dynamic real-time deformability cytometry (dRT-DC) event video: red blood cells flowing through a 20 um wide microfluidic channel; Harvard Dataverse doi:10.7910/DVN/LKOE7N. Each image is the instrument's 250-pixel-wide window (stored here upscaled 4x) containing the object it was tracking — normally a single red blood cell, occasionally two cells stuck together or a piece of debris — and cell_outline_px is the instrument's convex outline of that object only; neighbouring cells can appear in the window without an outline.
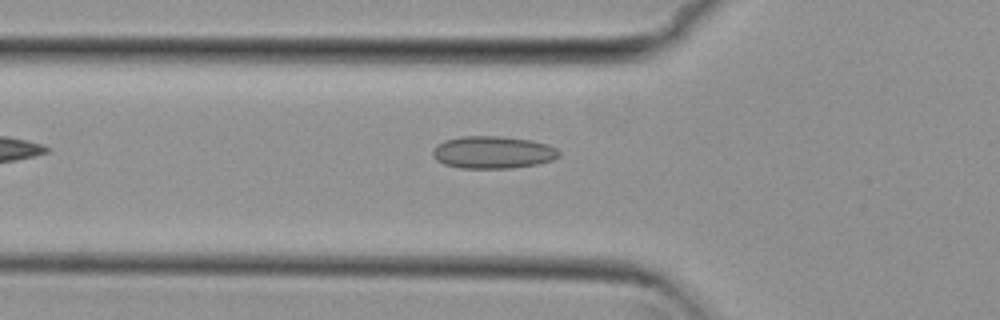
{"species": "common noctule bat (a hibernating species)", "species_latin": "Nyctalus noctula", "temperature_condition": "cold", "stored_images_in_passage": 36, "camera_frame_rate_fps": 3000, "um_per_image_px": 0.085, "animal": {"sex": "female", "body_mass_g": 29.2, "forearm_length_mm": 56.3}, "frame": {"image": 1, "passage_image": 2, "time_ms": 0.333, "image_size_px": [1000, 320], "cell_outline_px": [[560, 156], [552, 160], [536, 164], [512, 168], [460, 168], [444, 164], [436, 160], [432, 156], [432, 148], [436, 144], [444, 140], [460, 136], [500, 136], [532, 140], [548, 144], [556, 148], [560, 152]], "centroid_in_image_um": [41.86, 12.94], "position_along_channel_um": 83.9, "area_um2": 24.1}}
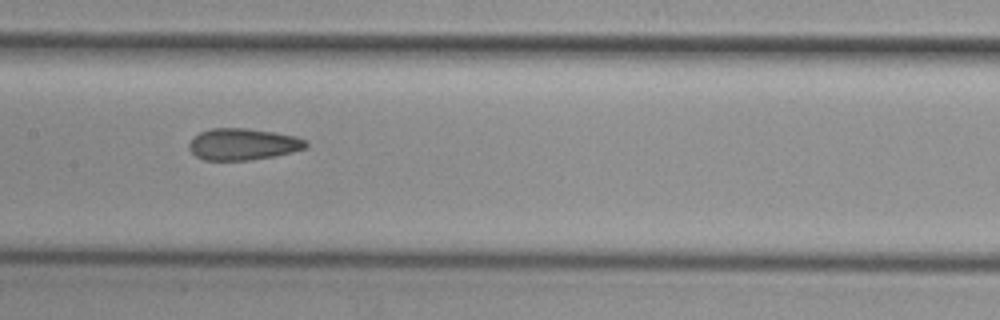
{"frame": {"image": 2, "passage_image": 10, "time_ms": 3.0, "image_size_px": [1000, 320], "cell_outline_px": [[308, 148], [292, 152], [252, 160], [204, 160], [196, 156], [188, 148], [188, 144], [192, 136], [200, 132], [212, 128], [248, 128], [276, 132], [296, 136], [304, 140], [308, 144]], "centroid_in_image_um": [20.64, 12.25], "position_along_channel_um": 186.8, "area_um2": 21.73}}
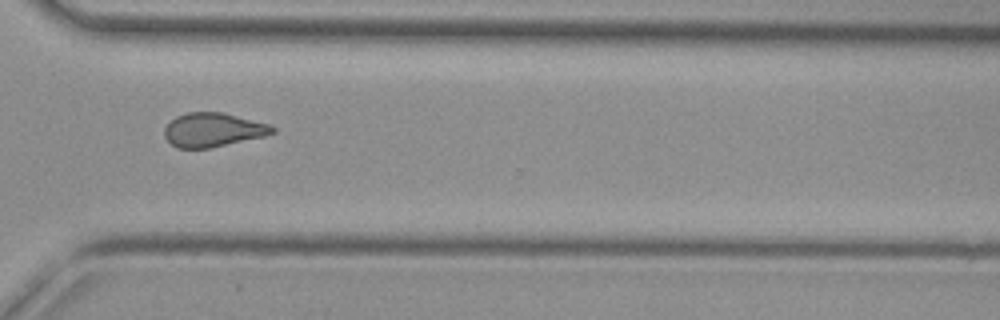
{"frame": {"image": 3, "passage_image": 23, "time_ms": 7.333, "image_size_px": [1000, 320], "cell_outline_px": [[276, 132], [264, 136], [208, 148], [176, 148], [164, 136], [164, 128], [176, 116], [188, 112], [220, 112], [268, 124], [276, 128]], "centroid_in_image_um": [18.08, 11.04], "position_along_channel_um": 352.5, "area_um2": 21.04}}